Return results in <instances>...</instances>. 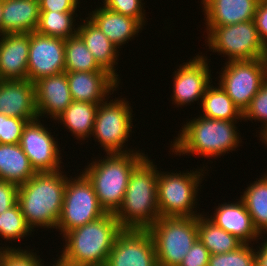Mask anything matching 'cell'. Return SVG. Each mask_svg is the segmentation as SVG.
Returning a JSON list of instances; mask_svg holds the SVG:
<instances>
[{
	"instance_id": "obj_9",
	"label": "cell",
	"mask_w": 267,
	"mask_h": 266,
	"mask_svg": "<svg viewBox=\"0 0 267 266\" xmlns=\"http://www.w3.org/2000/svg\"><path fill=\"white\" fill-rule=\"evenodd\" d=\"M122 96L114 100L108 97L98 106L92 136L106 154L135 151L126 146L133 129L132 106Z\"/></svg>"
},
{
	"instance_id": "obj_2",
	"label": "cell",
	"mask_w": 267,
	"mask_h": 266,
	"mask_svg": "<svg viewBox=\"0 0 267 266\" xmlns=\"http://www.w3.org/2000/svg\"><path fill=\"white\" fill-rule=\"evenodd\" d=\"M64 173L63 169L35 173L26 183L19 185L17 203L33 233L36 228L56 229L67 182Z\"/></svg>"
},
{
	"instance_id": "obj_30",
	"label": "cell",
	"mask_w": 267,
	"mask_h": 266,
	"mask_svg": "<svg viewBox=\"0 0 267 266\" xmlns=\"http://www.w3.org/2000/svg\"><path fill=\"white\" fill-rule=\"evenodd\" d=\"M76 12L40 11L37 32L66 40L77 35Z\"/></svg>"
},
{
	"instance_id": "obj_16",
	"label": "cell",
	"mask_w": 267,
	"mask_h": 266,
	"mask_svg": "<svg viewBox=\"0 0 267 266\" xmlns=\"http://www.w3.org/2000/svg\"><path fill=\"white\" fill-rule=\"evenodd\" d=\"M66 75L73 101L100 104L120 85L108 71L66 72Z\"/></svg>"
},
{
	"instance_id": "obj_42",
	"label": "cell",
	"mask_w": 267,
	"mask_h": 266,
	"mask_svg": "<svg viewBox=\"0 0 267 266\" xmlns=\"http://www.w3.org/2000/svg\"><path fill=\"white\" fill-rule=\"evenodd\" d=\"M264 238L265 240H261L264 242H261L259 246L257 245L256 249L254 248L255 266H267V239L266 236Z\"/></svg>"
},
{
	"instance_id": "obj_8",
	"label": "cell",
	"mask_w": 267,
	"mask_h": 266,
	"mask_svg": "<svg viewBox=\"0 0 267 266\" xmlns=\"http://www.w3.org/2000/svg\"><path fill=\"white\" fill-rule=\"evenodd\" d=\"M148 231L158 266H179L198 239L197 217H160Z\"/></svg>"
},
{
	"instance_id": "obj_33",
	"label": "cell",
	"mask_w": 267,
	"mask_h": 266,
	"mask_svg": "<svg viewBox=\"0 0 267 266\" xmlns=\"http://www.w3.org/2000/svg\"><path fill=\"white\" fill-rule=\"evenodd\" d=\"M253 247V244L243 243L229 253L211 254L208 266H255Z\"/></svg>"
},
{
	"instance_id": "obj_43",
	"label": "cell",
	"mask_w": 267,
	"mask_h": 266,
	"mask_svg": "<svg viewBox=\"0 0 267 266\" xmlns=\"http://www.w3.org/2000/svg\"><path fill=\"white\" fill-rule=\"evenodd\" d=\"M5 250H22V248L20 247L19 248V246H18V248H16V246L15 247H13V246H7L6 244H5V247L2 245V247L0 246V259H1V256H2V254L5 252Z\"/></svg>"
},
{
	"instance_id": "obj_36",
	"label": "cell",
	"mask_w": 267,
	"mask_h": 266,
	"mask_svg": "<svg viewBox=\"0 0 267 266\" xmlns=\"http://www.w3.org/2000/svg\"><path fill=\"white\" fill-rule=\"evenodd\" d=\"M29 249V250H28ZM35 248L30 250H5L0 259V266H46L40 255L33 252Z\"/></svg>"
},
{
	"instance_id": "obj_15",
	"label": "cell",
	"mask_w": 267,
	"mask_h": 266,
	"mask_svg": "<svg viewBox=\"0 0 267 266\" xmlns=\"http://www.w3.org/2000/svg\"><path fill=\"white\" fill-rule=\"evenodd\" d=\"M65 40L33 31L27 65V79L35 83L42 77L65 72Z\"/></svg>"
},
{
	"instance_id": "obj_32",
	"label": "cell",
	"mask_w": 267,
	"mask_h": 266,
	"mask_svg": "<svg viewBox=\"0 0 267 266\" xmlns=\"http://www.w3.org/2000/svg\"><path fill=\"white\" fill-rule=\"evenodd\" d=\"M32 232V229L26 223L18 203L0 213V236L6 243L7 241H11L9 242L11 244L17 242L28 235L30 236Z\"/></svg>"
},
{
	"instance_id": "obj_22",
	"label": "cell",
	"mask_w": 267,
	"mask_h": 266,
	"mask_svg": "<svg viewBox=\"0 0 267 266\" xmlns=\"http://www.w3.org/2000/svg\"><path fill=\"white\" fill-rule=\"evenodd\" d=\"M88 18L108 37L118 48L134 40L144 26L135 18L115 13L106 9L103 5L92 12L89 11Z\"/></svg>"
},
{
	"instance_id": "obj_10",
	"label": "cell",
	"mask_w": 267,
	"mask_h": 266,
	"mask_svg": "<svg viewBox=\"0 0 267 266\" xmlns=\"http://www.w3.org/2000/svg\"><path fill=\"white\" fill-rule=\"evenodd\" d=\"M76 177H67L63 206L56 230L63 237L68 231L93 222L106 214L99 205L94 188L80 171Z\"/></svg>"
},
{
	"instance_id": "obj_25",
	"label": "cell",
	"mask_w": 267,
	"mask_h": 266,
	"mask_svg": "<svg viewBox=\"0 0 267 266\" xmlns=\"http://www.w3.org/2000/svg\"><path fill=\"white\" fill-rule=\"evenodd\" d=\"M35 173L20 144H0V179L19 186Z\"/></svg>"
},
{
	"instance_id": "obj_6",
	"label": "cell",
	"mask_w": 267,
	"mask_h": 266,
	"mask_svg": "<svg viewBox=\"0 0 267 266\" xmlns=\"http://www.w3.org/2000/svg\"><path fill=\"white\" fill-rule=\"evenodd\" d=\"M205 171H209L205 166L190 172L158 171L157 203L160 217H197L204 214L196 208L199 205L198 191L205 180Z\"/></svg>"
},
{
	"instance_id": "obj_45",
	"label": "cell",
	"mask_w": 267,
	"mask_h": 266,
	"mask_svg": "<svg viewBox=\"0 0 267 266\" xmlns=\"http://www.w3.org/2000/svg\"><path fill=\"white\" fill-rule=\"evenodd\" d=\"M56 261H54L55 263L54 264H51L52 266H72V265H69L65 262H63L59 257L58 259H55Z\"/></svg>"
},
{
	"instance_id": "obj_20",
	"label": "cell",
	"mask_w": 267,
	"mask_h": 266,
	"mask_svg": "<svg viewBox=\"0 0 267 266\" xmlns=\"http://www.w3.org/2000/svg\"><path fill=\"white\" fill-rule=\"evenodd\" d=\"M30 33L0 36V79H27Z\"/></svg>"
},
{
	"instance_id": "obj_12",
	"label": "cell",
	"mask_w": 267,
	"mask_h": 266,
	"mask_svg": "<svg viewBox=\"0 0 267 266\" xmlns=\"http://www.w3.org/2000/svg\"><path fill=\"white\" fill-rule=\"evenodd\" d=\"M40 120L37 118L24 126L20 141L21 148L36 173L62 170L64 168H62V155L58 141Z\"/></svg>"
},
{
	"instance_id": "obj_24",
	"label": "cell",
	"mask_w": 267,
	"mask_h": 266,
	"mask_svg": "<svg viewBox=\"0 0 267 266\" xmlns=\"http://www.w3.org/2000/svg\"><path fill=\"white\" fill-rule=\"evenodd\" d=\"M40 19L39 2L35 0H3L2 35L31 33Z\"/></svg>"
},
{
	"instance_id": "obj_1",
	"label": "cell",
	"mask_w": 267,
	"mask_h": 266,
	"mask_svg": "<svg viewBox=\"0 0 267 266\" xmlns=\"http://www.w3.org/2000/svg\"><path fill=\"white\" fill-rule=\"evenodd\" d=\"M235 123L238 124L237 121L210 119L200 115L194 117L182 124L169 150L179 157L185 154L209 159L224 156L241 146V134Z\"/></svg>"
},
{
	"instance_id": "obj_21",
	"label": "cell",
	"mask_w": 267,
	"mask_h": 266,
	"mask_svg": "<svg viewBox=\"0 0 267 266\" xmlns=\"http://www.w3.org/2000/svg\"><path fill=\"white\" fill-rule=\"evenodd\" d=\"M258 3L259 0H201L205 28L251 21Z\"/></svg>"
},
{
	"instance_id": "obj_35",
	"label": "cell",
	"mask_w": 267,
	"mask_h": 266,
	"mask_svg": "<svg viewBox=\"0 0 267 266\" xmlns=\"http://www.w3.org/2000/svg\"><path fill=\"white\" fill-rule=\"evenodd\" d=\"M142 1L144 0H103L104 7L118 14L127 15L137 19L143 26H146V10ZM146 20V21H145Z\"/></svg>"
},
{
	"instance_id": "obj_26",
	"label": "cell",
	"mask_w": 267,
	"mask_h": 266,
	"mask_svg": "<svg viewBox=\"0 0 267 266\" xmlns=\"http://www.w3.org/2000/svg\"><path fill=\"white\" fill-rule=\"evenodd\" d=\"M99 104L82 101H72L65 111L56 119L77 140L91 138L96 112Z\"/></svg>"
},
{
	"instance_id": "obj_14",
	"label": "cell",
	"mask_w": 267,
	"mask_h": 266,
	"mask_svg": "<svg viewBox=\"0 0 267 266\" xmlns=\"http://www.w3.org/2000/svg\"><path fill=\"white\" fill-rule=\"evenodd\" d=\"M107 266H158L155 244L148 230L123 229L115 239Z\"/></svg>"
},
{
	"instance_id": "obj_28",
	"label": "cell",
	"mask_w": 267,
	"mask_h": 266,
	"mask_svg": "<svg viewBox=\"0 0 267 266\" xmlns=\"http://www.w3.org/2000/svg\"><path fill=\"white\" fill-rule=\"evenodd\" d=\"M263 175L259 179L256 178V181L250 182V185H247L248 187L240 195L261 236L267 233V173Z\"/></svg>"
},
{
	"instance_id": "obj_46",
	"label": "cell",
	"mask_w": 267,
	"mask_h": 266,
	"mask_svg": "<svg viewBox=\"0 0 267 266\" xmlns=\"http://www.w3.org/2000/svg\"><path fill=\"white\" fill-rule=\"evenodd\" d=\"M2 9H3V0L0 1V36L2 35Z\"/></svg>"
},
{
	"instance_id": "obj_17",
	"label": "cell",
	"mask_w": 267,
	"mask_h": 266,
	"mask_svg": "<svg viewBox=\"0 0 267 266\" xmlns=\"http://www.w3.org/2000/svg\"><path fill=\"white\" fill-rule=\"evenodd\" d=\"M0 113L10 117L26 119L38 117L35 83L24 80L0 81Z\"/></svg>"
},
{
	"instance_id": "obj_47",
	"label": "cell",
	"mask_w": 267,
	"mask_h": 266,
	"mask_svg": "<svg viewBox=\"0 0 267 266\" xmlns=\"http://www.w3.org/2000/svg\"><path fill=\"white\" fill-rule=\"evenodd\" d=\"M83 266H107L106 263L103 264H93V265H83Z\"/></svg>"
},
{
	"instance_id": "obj_39",
	"label": "cell",
	"mask_w": 267,
	"mask_h": 266,
	"mask_svg": "<svg viewBox=\"0 0 267 266\" xmlns=\"http://www.w3.org/2000/svg\"><path fill=\"white\" fill-rule=\"evenodd\" d=\"M19 186L0 179V213L13 207L18 201Z\"/></svg>"
},
{
	"instance_id": "obj_40",
	"label": "cell",
	"mask_w": 267,
	"mask_h": 266,
	"mask_svg": "<svg viewBox=\"0 0 267 266\" xmlns=\"http://www.w3.org/2000/svg\"><path fill=\"white\" fill-rule=\"evenodd\" d=\"M80 3V0H41L39 7L40 11L77 12Z\"/></svg>"
},
{
	"instance_id": "obj_41",
	"label": "cell",
	"mask_w": 267,
	"mask_h": 266,
	"mask_svg": "<svg viewBox=\"0 0 267 266\" xmlns=\"http://www.w3.org/2000/svg\"><path fill=\"white\" fill-rule=\"evenodd\" d=\"M253 20L259 36L267 48V0H259Z\"/></svg>"
},
{
	"instance_id": "obj_5",
	"label": "cell",
	"mask_w": 267,
	"mask_h": 266,
	"mask_svg": "<svg viewBox=\"0 0 267 266\" xmlns=\"http://www.w3.org/2000/svg\"><path fill=\"white\" fill-rule=\"evenodd\" d=\"M142 151L105 153L103 159L98 157L82 170L106 213L115 214L120 208L133 169L147 156Z\"/></svg>"
},
{
	"instance_id": "obj_44",
	"label": "cell",
	"mask_w": 267,
	"mask_h": 266,
	"mask_svg": "<svg viewBox=\"0 0 267 266\" xmlns=\"http://www.w3.org/2000/svg\"><path fill=\"white\" fill-rule=\"evenodd\" d=\"M258 138H260L259 140L267 146V128L259 134Z\"/></svg>"
},
{
	"instance_id": "obj_3",
	"label": "cell",
	"mask_w": 267,
	"mask_h": 266,
	"mask_svg": "<svg viewBox=\"0 0 267 266\" xmlns=\"http://www.w3.org/2000/svg\"><path fill=\"white\" fill-rule=\"evenodd\" d=\"M147 155L132 171L123 202L114 214L123 229L148 230L160 218L157 165Z\"/></svg>"
},
{
	"instance_id": "obj_29",
	"label": "cell",
	"mask_w": 267,
	"mask_h": 266,
	"mask_svg": "<svg viewBox=\"0 0 267 266\" xmlns=\"http://www.w3.org/2000/svg\"><path fill=\"white\" fill-rule=\"evenodd\" d=\"M205 214L197 216L198 238L210 254L229 253L238 249L243 242L216 226Z\"/></svg>"
},
{
	"instance_id": "obj_18",
	"label": "cell",
	"mask_w": 267,
	"mask_h": 266,
	"mask_svg": "<svg viewBox=\"0 0 267 266\" xmlns=\"http://www.w3.org/2000/svg\"><path fill=\"white\" fill-rule=\"evenodd\" d=\"M35 88L40 119L49 116L47 119L55 121L73 101L66 72L40 78L35 82Z\"/></svg>"
},
{
	"instance_id": "obj_19",
	"label": "cell",
	"mask_w": 267,
	"mask_h": 266,
	"mask_svg": "<svg viewBox=\"0 0 267 266\" xmlns=\"http://www.w3.org/2000/svg\"><path fill=\"white\" fill-rule=\"evenodd\" d=\"M236 200L238 201H228L223 204L219 203L218 206L215 207L214 215L211 214V216H209L208 214L207 216L206 214L205 216L216 226L236 236L243 243H258L257 241L263 239L261 237L264 236H261L256 230L252 218L242 200L240 198Z\"/></svg>"
},
{
	"instance_id": "obj_34",
	"label": "cell",
	"mask_w": 267,
	"mask_h": 266,
	"mask_svg": "<svg viewBox=\"0 0 267 266\" xmlns=\"http://www.w3.org/2000/svg\"><path fill=\"white\" fill-rule=\"evenodd\" d=\"M259 121L262 122L259 128V134L267 128V78L258 91V93L252 98L251 103L243 112V121ZM257 120V121H256Z\"/></svg>"
},
{
	"instance_id": "obj_38",
	"label": "cell",
	"mask_w": 267,
	"mask_h": 266,
	"mask_svg": "<svg viewBox=\"0 0 267 266\" xmlns=\"http://www.w3.org/2000/svg\"><path fill=\"white\" fill-rule=\"evenodd\" d=\"M210 255L208 249L198 238L179 266H208Z\"/></svg>"
},
{
	"instance_id": "obj_7",
	"label": "cell",
	"mask_w": 267,
	"mask_h": 266,
	"mask_svg": "<svg viewBox=\"0 0 267 266\" xmlns=\"http://www.w3.org/2000/svg\"><path fill=\"white\" fill-rule=\"evenodd\" d=\"M207 46L213 53L223 54L226 62L249 61L267 57V48L262 42L254 20L206 28Z\"/></svg>"
},
{
	"instance_id": "obj_27",
	"label": "cell",
	"mask_w": 267,
	"mask_h": 266,
	"mask_svg": "<svg viewBox=\"0 0 267 266\" xmlns=\"http://www.w3.org/2000/svg\"><path fill=\"white\" fill-rule=\"evenodd\" d=\"M215 87L210 84L204 93L201 101L202 113L200 116H204L210 119H220L227 121H242L243 113L234 104L232 99L227 95L226 91L221 87L219 83Z\"/></svg>"
},
{
	"instance_id": "obj_23",
	"label": "cell",
	"mask_w": 267,
	"mask_h": 266,
	"mask_svg": "<svg viewBox=\"0 0 267 266\" xmlns=\"http://www.w3.org/2000/svg\"><path fill=\"white\" fill-rule=\"evenodd\" d=\"M82 21L78 25L77 35L83 40L86 47L93 54L98 65L113 75L120 83L121 79L116 72L118 64V48L108 39V37L88 18H80ZM84 21V22H83ZM116 65V66H115Z\"/></svg>"
},
{
	"instance_id": "obj_37",
	"label": "cell",
	"mask_w": 267,
	"mask_h": 266,
	"mask_svg": "<svg viewBox=\"0 0 267 266\" xmlns=\"http://www.w3.org/2000/svg\"><path fill=\"white\" fill-rule=\"evenodd\" d=\"M26 119L6 116L0 113V144H20Z\"/></svg>"
},
{
	"instance_id": "obj_31",
	"label": "cell",
	"mask_w": 267,
	"mask_h": 266,
	"mask_svg": "<svg viewBox=\"0 0 267 266\" xmlns=\"http://www.w3.org/2000/svg\"><path fill=\"white\" fill-rule=\"evenodd\" d=\"M65 72L106 71L95 61L93 54L78 36L65 40Z\"/></svg>"
},
{
	"instance_id": "obj_4",
	"label": "cell",
	"mask_w": 267,
	"mask_h": 266,
	"mask_svg": "<svg viewBox=\"0 0 267 266\" xmlns=\"http://www.w3.org/2000/svg\"><path fill=\"white\" fill-rule=\"evenodd\" d=\"M123 228L114 214L68 231L62 238L63 250L59 258L72 266L106 263L115 239Z\"/></svg>"
},
{
	"instance_id": "obj_13",
	"label": "cell",
	"mask_w": 267,
	"mask_h": 266,
	"mask_svg": "<svg viewBox=\"0 0 267 266\" xmlns=\"http://www.w3.org/2000/svg\"><path fill=\"white\" fill-rule=\"evenodd\" d=\"M201 54V55H199ZM194 58H190L188 62H183L182 65L176 68L173 72V95L171 97L172 104L177 107L194 104V101L202 98L208 86L212 83L211 69L209 64L211 59L199 53ZM209 62V63H208Z\"/></svg>"
},
{
	"instance_id": "obj_11",
	"label": "cell",
	"mask_w": 267,
	"mask_h": 266,
	"mask_svg": "<svg viewBox=\"0 0 267 266\" xmlns=\"http://www.w3.org/2000/svg\"><path fill=\"white\" fill-rule=\"evenodd\" d=\"M222 69L218 83L243 113L267 78V58L225 62Z\"/></svg>"
}]
</instances>
